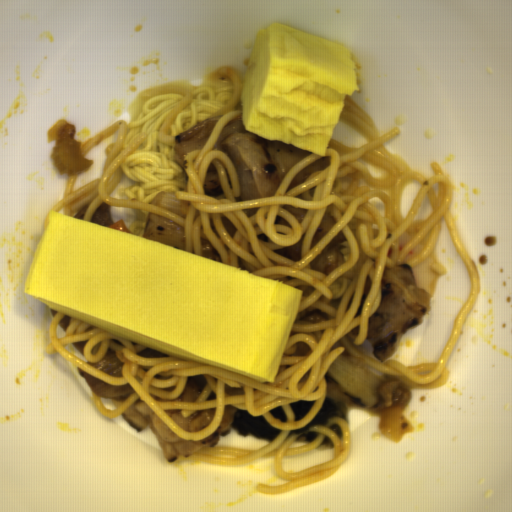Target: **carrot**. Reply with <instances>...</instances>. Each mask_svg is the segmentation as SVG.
I'll use <instances>...</instances> for the list:
<instances>
[{"instance_id":"obj_1","label":"carrot","mask_w":512,"mask_h":512,"mask_svg":"<svg viewBox=\"0 0 512 512\" xmlns=\"http://www.w3.org/2000/svg\"><path fill=\"white\" fill-rule=\"evenodd\" d=\"M108 228H112V229H115V230H119V231H123V232L131 234V230L125 224V222L123 220H121V219L113 221Z\"/></svg>"}]
</instances>
